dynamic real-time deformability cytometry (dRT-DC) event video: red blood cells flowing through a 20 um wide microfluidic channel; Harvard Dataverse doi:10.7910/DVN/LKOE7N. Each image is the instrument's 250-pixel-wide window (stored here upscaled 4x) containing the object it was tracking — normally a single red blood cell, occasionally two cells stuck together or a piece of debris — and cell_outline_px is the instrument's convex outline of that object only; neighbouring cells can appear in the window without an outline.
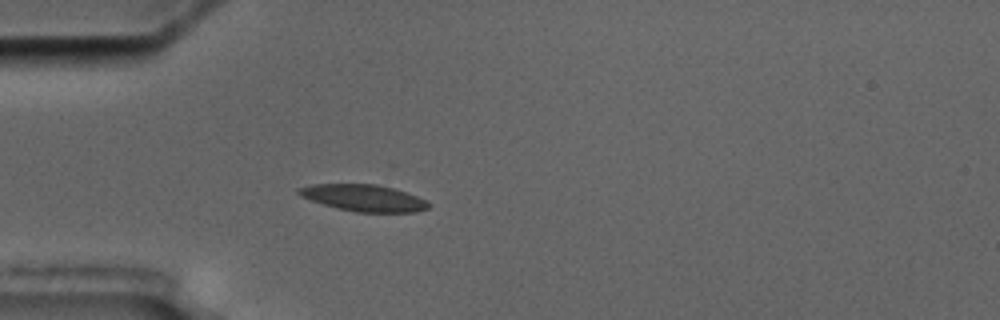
{"species": "common noctule bat (a hibernating species)", "species_latin": "Nyctalus noctula", "temperature_condition": "cold", "stored_images_in_passage": 2, "camera_frame_rate_fps": 3000, "um_per_image_px": 0.085, "animal": {"sex": "male", "body_mass_g": 17.5, "forearm_length_mm": 52.3}, "frame": {"image": 1, "passage_image": 2, "time_ms": 1.333, "image_size_px": [1000, 320], "cell_outline_px": [[432, 204], [428, 208], [416, 212], [356, 212], [336, 208], [300, 196], [296, 192], [296, 188], [312, 184], [376, 184], [392, 188], [416, 196]], "centroid_in_image_um": [30.88, 16.82], "position_along_channel_um": 54.1, "area_um2": 20.06}}